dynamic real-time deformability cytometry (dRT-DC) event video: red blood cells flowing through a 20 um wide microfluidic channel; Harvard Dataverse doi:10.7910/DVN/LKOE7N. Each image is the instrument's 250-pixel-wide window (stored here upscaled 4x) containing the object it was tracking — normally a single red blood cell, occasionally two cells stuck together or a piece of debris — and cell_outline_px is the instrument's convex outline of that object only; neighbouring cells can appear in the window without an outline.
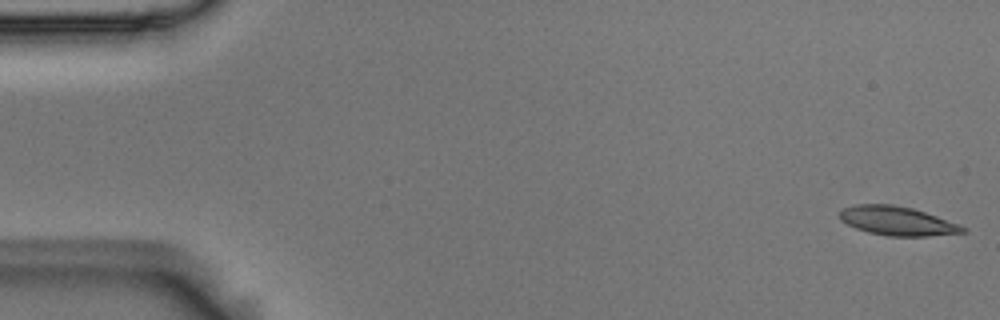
{"species": "Egyptian fruit bat (a non-hibernating species)", "species_latin": "Rousettus aegyptiacus", "temperature_condition": "room temperature", "stored_images_in_passage": 55, "camera_frame_rate_fps": 3000, "um_per_image_px": 0.085, "animal": {"sex": "male"}, "frame": {"image": 1, "passage_image": 1, "time_ms": 0.0, "image_size_px": [1000, 320], "cell_outline_px": [[968, 232], [928, 236], [888, 236], [868, 232], [856, 228], [840, 220], [840, 208], [856, 204], [892, 204], [912, 208], [960, 224], [968, 228]], "centroid_in_image_um": [76.28, 18.78], "position_along_channel_um": 8.7, "area_um2": 20.87}}
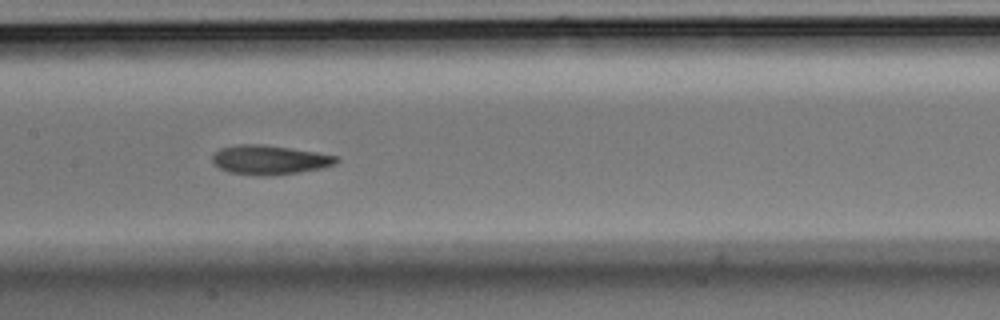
{"frame": {"image": 2, "passage_image": 26, "time_ms": 8.333, "image_size_px": [1000, 320], "cell_outline_px": [[340, 160], [336, 164], [320, 168], [300, 172], [268, 176], [256, 176], [228, 172], [220, 168], [212, 160], [212, 156], [220, 148], [236, 144], [264, 144], [316, 152], [336, 156]], "centroid_in_image_um": [22.9, 13.59], "position_along_channel_um": 184.5, "area_um2": 21.21}}
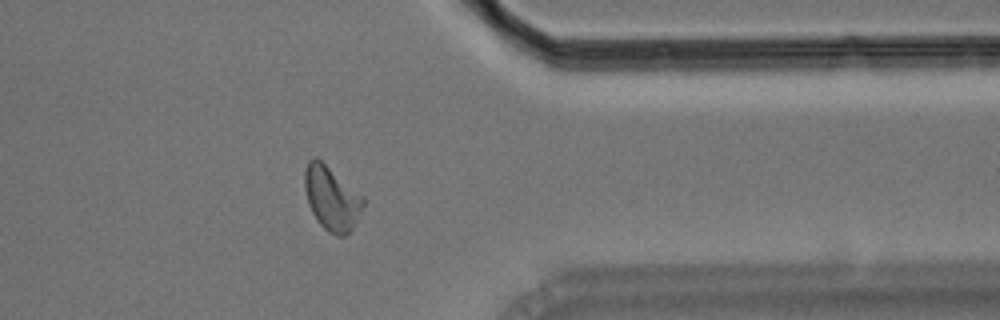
{"frame": {"image": 3, "passage_image": 43, "time_ms": 14.0, "image_size_px": [1000, 320], "cell_outline_px": [[364, 204], [352, 228], [344, 236], [336, 236], [328, 232], [316, 220], [308, 204], [304, 188], [304, 168], [308, 160], [312, 156], [316, 156], [364, 196]], "centroid_in_image_um": [28.15, 16.82], "position_along_channel_um": 383.2, "area_um2": 21.96}, "authors_computed_cell_mechanics": {"area_um2": 20.9236, "velocity_mm_per_s": 3.7126, "shape_relaxation_time_tau1_ms": 6.8188, "shape_relaxation_time_tau2_ms": 4.2319, "deformation_change_tau1": 0.1967, "deformation_change_tau2": 0.079}}